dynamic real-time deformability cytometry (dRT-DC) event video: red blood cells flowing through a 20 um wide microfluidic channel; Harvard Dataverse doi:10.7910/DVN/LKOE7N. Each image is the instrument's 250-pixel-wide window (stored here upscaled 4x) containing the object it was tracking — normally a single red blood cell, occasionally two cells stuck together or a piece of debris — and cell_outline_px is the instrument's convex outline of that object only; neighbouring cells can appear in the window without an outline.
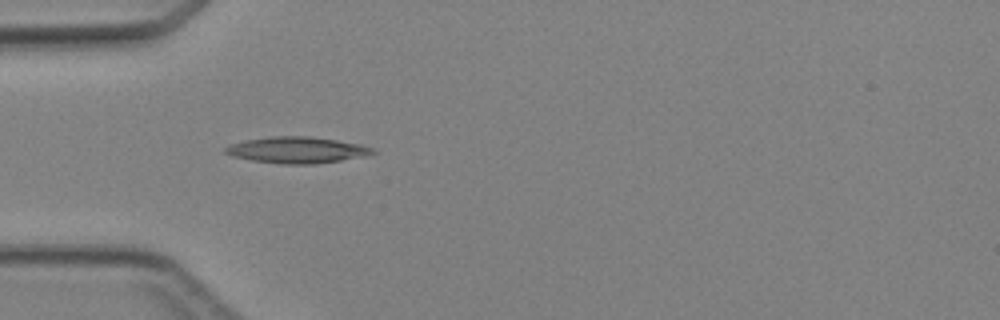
{"species": "Egyptian fruit bat (a non-hibernating species)", "species_latin": "Rousettus aegyptiacus", "temperature_condition": "cold", "stored_images_in_passage": 2, "camera_frame_rate_fps": 3000, "um_per_image_px": 0.085, "animal": {"sex": "female"}, "frame": {"image": 1, "passage_image": 1, "time_ms": 0.0, "image_size_px": [1000, 320], "cell_outline_px": [[376, 152], [368, 156], [312, 164], [280, 164], [252, 160], [232, 156], [224, 152], [224, 148], [232, 144], [244, 140], [272, 136], [312, 136], [360, 144], [372, 148]], "centroid_in_image_um": [25.24, 12.75], "position_along_channel_um": 59.8, "area_um2": 22.54}}